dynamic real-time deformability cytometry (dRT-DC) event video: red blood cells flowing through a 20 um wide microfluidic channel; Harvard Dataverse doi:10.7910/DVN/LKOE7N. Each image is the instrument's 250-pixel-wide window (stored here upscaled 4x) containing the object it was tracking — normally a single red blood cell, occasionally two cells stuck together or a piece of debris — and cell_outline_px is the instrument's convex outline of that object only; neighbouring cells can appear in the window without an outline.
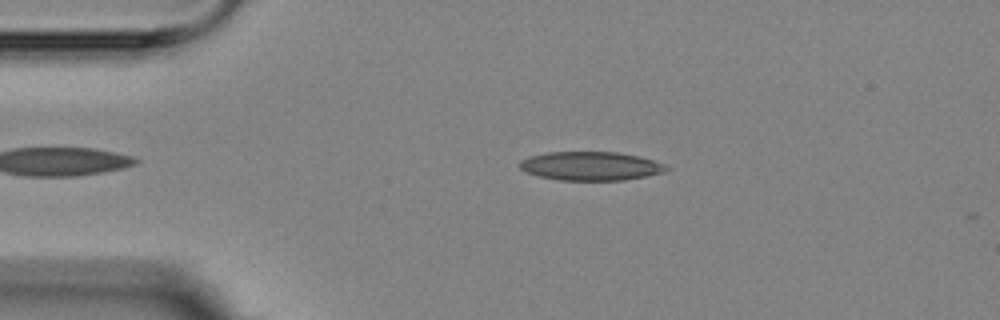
{"species": "Egyptian fruit bat (a non-hibernating species)", "species_latin": "Rousettus aegyptiacus", "temperature_condition": "room temperature", "stored_images_in_passage": 5, "camera_frame_rate_fps": 3000, "um_per_image_px": 0.085, "animal": {"sex": "female"}, "frame": {"image": 1, "passage_image": 4, "time_ms": 3.667, "image_size_px": [1000, 320], "cell_outline_px": [[672, 168], [664, 172], [624, 180], [560, 180], [540, 176], [528, 172], [520, 168], [520, 160], [528, 156], [548, 152], [616, 152], [636, 156], [652, 160], [664, 164]], "centroid_in_image_um": [50.21, 14.11], "position_along_channel_um": 34.8, "area_um2": 24.33}}